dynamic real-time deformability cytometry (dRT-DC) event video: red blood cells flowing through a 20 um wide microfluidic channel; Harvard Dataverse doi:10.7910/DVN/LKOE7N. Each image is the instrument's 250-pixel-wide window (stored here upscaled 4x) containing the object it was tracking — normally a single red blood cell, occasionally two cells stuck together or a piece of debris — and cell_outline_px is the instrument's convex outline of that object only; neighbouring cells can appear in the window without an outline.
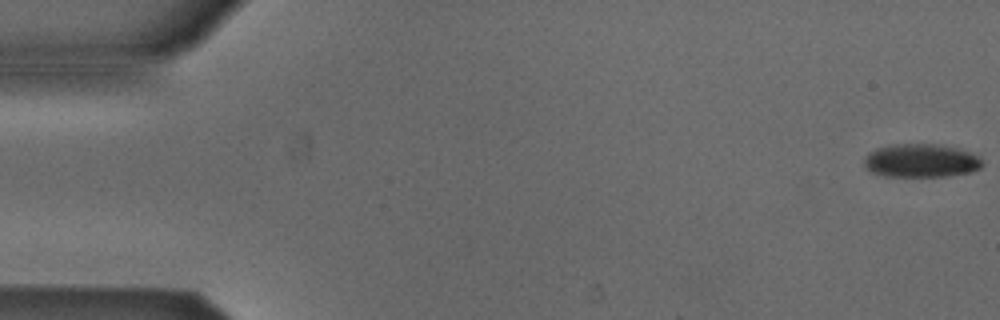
{"species": "Egyptian fruit bat (a non-hibernating species)", "species_latin": "Rousettus aegyptiacus", "temperature_condition": "cold", "stored_images_in_passage": 53, "camera_frame_rate_fps": 3000, "um_per_image_px": 0.085, "animal": {"sex": "male"}, "frame": {"image": 1, "passage_image": 1, "time_ms": 0.0, "image_size_px": [1000, 320], "cell_outline_px": [[984, 164], [980, 168], [972, 172], [948, 176], [884, 176], [872, 172], [864, 168], [864, 160], [868, 152], [876, 148], [896, 144], [940, 144], [960, 148], [972, 152], [980, 156], [984, 160]], "centroid_in_image_um": [78.34, 13.65], "position_along_channel_um": 6.7, "area_um2": 23.47}}
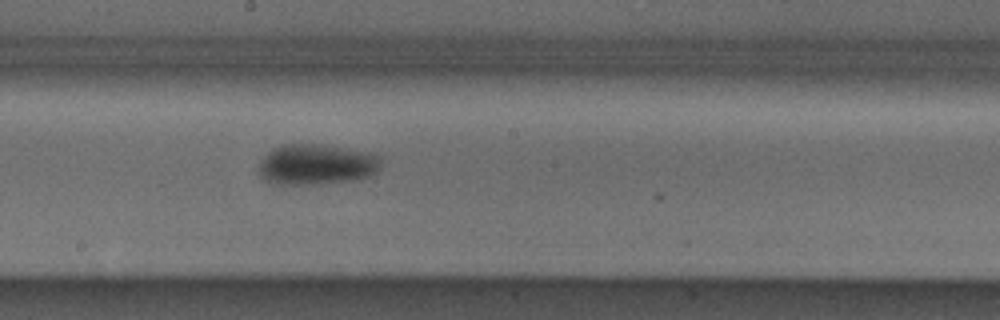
{"frame": {"image": 2, "passage_image": 29, "time_ms": 9.333, "image_size_px": [1000, 320], "cell_outline_px": [[380, 168], [376, 172], [368, 176], [352, 180], [316, 184], [272, 184], [264, 180], [256, 172], [256, 168], [260, 160], [272, 148], [284, 144], [316, 144], [372, 152], [380, 160]], "centroid_in_image_um": [26.82, 13.98], "position_along_channel_um": 221.4, "area_um2": 29.13}}
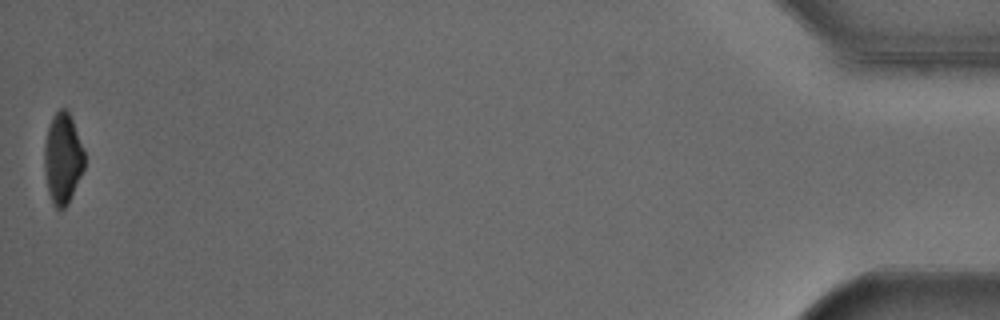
{"frame": {"image": 3, "passage_image": 53, "time_ms": 17.333, "image_size_px": [1000, 320], "cell_outline_px": [[84, 168], [68, 204], [64, 208], [56, 208], [52, 204], [48, 192], [44, 168], [44, 144], [48, 128], [52, 116], [60, 108], [68, 108], [84, 152]], "centroid_in_image_um": [5.31, 13.46], "position_along_channel_um": 429.9, "area_um2": 21.15}, "authors_computed_cell_mechanics": {"area_um2": 25.7788, "velocity_mm_per_s": 3.8786, "shape_relaxation_time_tau1_ms": 3.3195, "shape_relaxation_time_tau2_ms": null, "deformation_change_tau1": 0.1071, "deformation_change_tau2": null}}